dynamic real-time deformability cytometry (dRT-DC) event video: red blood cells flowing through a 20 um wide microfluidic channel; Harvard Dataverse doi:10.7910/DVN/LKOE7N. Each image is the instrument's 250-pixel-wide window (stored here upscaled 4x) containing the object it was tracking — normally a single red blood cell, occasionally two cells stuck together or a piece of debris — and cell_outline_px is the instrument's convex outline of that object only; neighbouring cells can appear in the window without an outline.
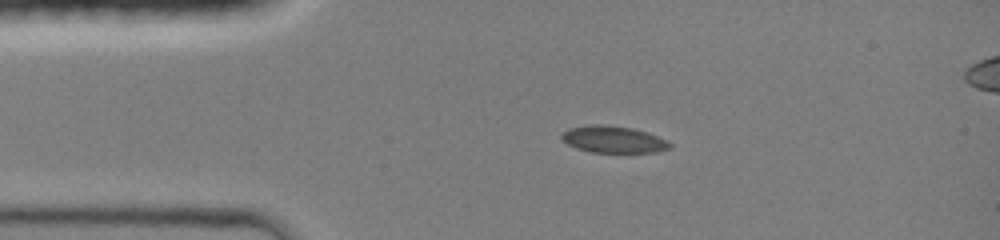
{"species": "common noctule bat (a hibernating species)", "species_latin": "Nyctalus noctula", "temperature_condition": "room temperature", "stored_images_in_passage": 37, "camera_frame_rate_fps": 3000, "um_per_image_px": 0.085, "animal": {"sex": "female", "body_mass_g": 19.0, "forearm_length_mm": 51.5}, "frame": {"image": 1, "passage_image": 1, "time_ms": 0.0, "image_size_px": [1000, 240], "cell_outline_px": [[672, 148], [656, 152], [592, 152], [576, 148], [568, 144], [560, 136], [560, 132], [568, 128], [592, 124], [604, 124], [632, 128], [648, 132], [668, 140], [672, 144]], "centroid_in_image_um": [52.15, 11.84], "position_along_channel_um": 32.9, "area_um2": 17.11}}
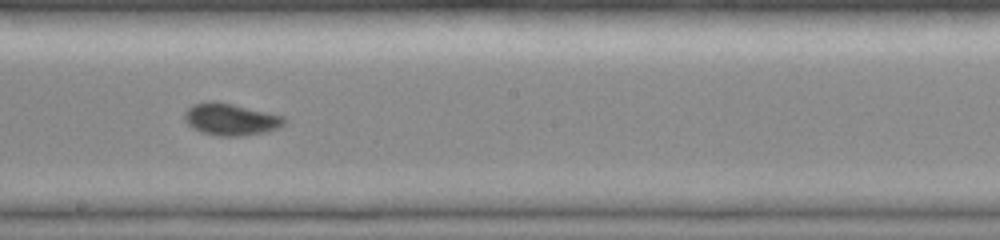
{"frame": {"image": 2, "passage_image": 17, "time_ms": 5.333, "image_size_px": [1000, 240], "cell_outline_px": [[288, 120], [284, 124], [268, 132], [244, 136], [220, 136], [204, 132], [192, 128], [184, 120], [184, 112], [192, 104], [208, 100], [216, 100], [284, 116]], "centroid_in_image_um": [19.6, 10.13], "position_along_channel_um": 228.6, "area_um2": 18.79}}
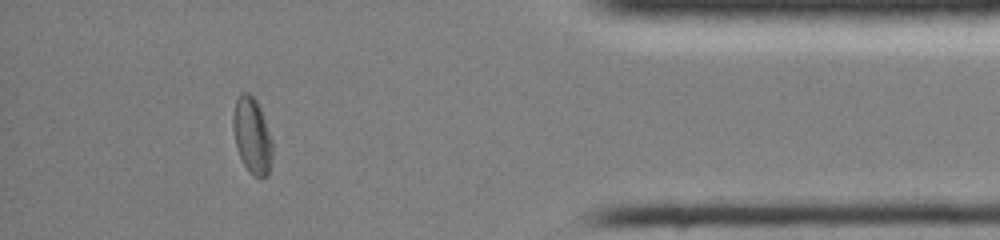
{"frame": {"image": 3, "passage_image": 32, "time_ms": 10.333, "image_size_px": [1000, 240], "cell_outline_px": [[272, 156], [268, 176], [260, 180], [244, 164], [236, 148], [232, 128], [232, 116], [236, 96], [240, 92], [248, 92], [256, 100], [260, 108], [272, 140]], "centroid_in_image_um": [21.41, 11.5], "position_along_channel_um": 413.8, "area_um2": 17.57}, "authors_computed_cell_mechanics": {"area_um2": 17.6868, "velocity_mm_per_s": 4.258, "shape_relaxation_time_tau1_ms": 10.2537, "shape_relaxation_time_tau2_ms": null, "deformation_change_tau1": 0.203, "deformation_change_tau2": null}}